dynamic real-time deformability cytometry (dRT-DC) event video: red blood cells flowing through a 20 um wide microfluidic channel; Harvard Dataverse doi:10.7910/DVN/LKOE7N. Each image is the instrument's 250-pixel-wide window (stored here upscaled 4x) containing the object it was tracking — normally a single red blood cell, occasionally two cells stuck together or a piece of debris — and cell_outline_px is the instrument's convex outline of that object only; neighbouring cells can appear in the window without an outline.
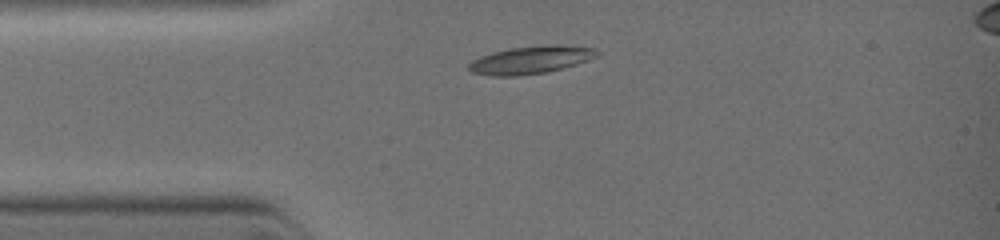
{"species": "common noctule bat (a hibernating species)", "species_latin": "Nyctalus noctula", "temperature_condition": "warm", "stored_images_in_passage": 3, "camera_frame_rate_fps": 3000, "um_per_image_px": 0.085, "animal": {"sex": "female", "body_mass_g": 19.0, "forearm_length_mm": 51.5}, "frame": {"image": 1, "passage_image": 1, "time_ms": 0.0, "image_size_px": [1000, 240], "cell_outline_px": [[600, 52], [596, 56], [588, 60], [576, 64], [548, 72], [516, 76], [492, 76], [472, 72], [468, 68], [468, 64], [472, 60], [480, 56], [492, 52], [512, 48], [596, 48]], "centroid_in_image_um": [44.99, 5.16], "position_along_channel_um": 40.0, "area_um2": 19.42}}